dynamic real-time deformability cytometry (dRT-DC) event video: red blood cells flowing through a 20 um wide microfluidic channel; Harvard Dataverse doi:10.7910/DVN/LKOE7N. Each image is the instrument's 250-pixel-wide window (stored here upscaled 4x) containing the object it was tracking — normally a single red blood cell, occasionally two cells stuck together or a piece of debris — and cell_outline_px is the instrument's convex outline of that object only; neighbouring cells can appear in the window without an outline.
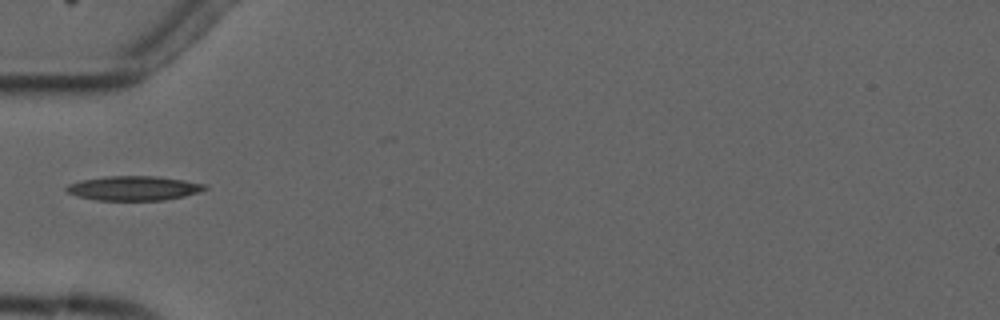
{"species": "common noctule bat (a hibernating species)", "species_latin": "Nyctalus noctula", "temperature_condition": "cold", "stored_images_in_passage": 3, "camera_frame_rate_fps": 3000, "um_per_image_px": 0.085, "animal": {"sex": "male", "forearm_length_mm": 52.5}, "frame": {"image": 1, "passage_image": 2, "time_ms": 1.0, "image_size_px": [1000, 320], "cell_outline_px": [[208, 188], [200, 192], [184, 196], [164, 200], [96, 200], [76, 196], [68, 192], [64, 188], [68, 184], [80, 180], [104, 176], [160, 176], [208, 184]], "centroid_in_image_um": [11.39, 15.99], "position_along_channel_um": 73.6, "area_um2": 19.94}}
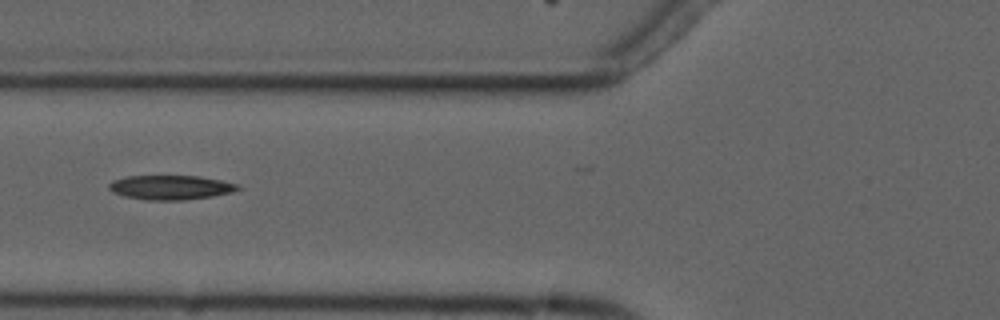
{"frame": {"image": 2, "passage_image": 3, "time_ms": 2.0, "image_size_px": [1000, 320], "cell_outline_px": [[244, 188], [232, 192], [212, 196], [184, 200], [144, 200], [124, 196], [112, 192], [108, 188], [108, 184], [112, 180], [124, 176], [200, 176], [240, 184]], "centroid_in_image_um": [14.51, 15.93], "position_along_channel_um": 111.3, "area_um2": 18.55}}